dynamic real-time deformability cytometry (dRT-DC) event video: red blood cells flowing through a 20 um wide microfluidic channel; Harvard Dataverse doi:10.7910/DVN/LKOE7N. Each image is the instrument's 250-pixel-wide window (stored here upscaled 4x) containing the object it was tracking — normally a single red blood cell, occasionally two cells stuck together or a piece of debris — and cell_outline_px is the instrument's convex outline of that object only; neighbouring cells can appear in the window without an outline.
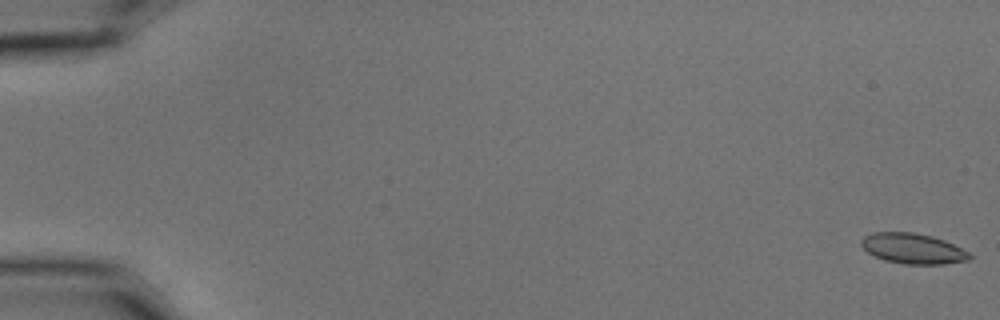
{"species": "common noctule bat (a hibernating species)", "species_latin": "Nyctalus noctula", "temperature_condition": "cold", "stored_images_in_passage": 6, "camera_frame_rate_fps": 3000, "um_per_image_px": 0.085, "animal": {"sex": "male", "body_mass_g": 15.6}, "frame": {"image": 1, "passage_image": 1, "time_ms": 0.0, "image_size_px": [1000, 320], "cell_outline_px": [[972, 256], [968, 260], [944, 264], [904, 264], [884, 260], [868, 252], [860, 244], [860, 240], [864, 236], [872, 232], [912, 232], [932, 236], [944, 240], [968, 252]], "centroid_in_image_um": [77.57, 21.12], "position_along_channel_um": 7.4, "area_um2": 19.07}}
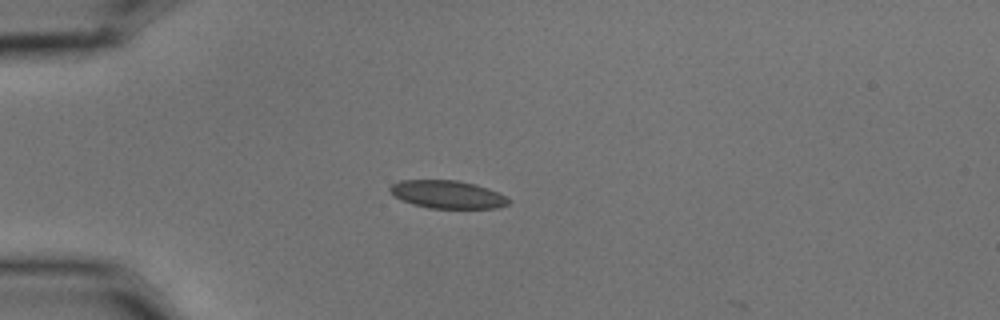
{"frame": {"image": 2, "passage_image": 5, "time_ms": 1.333, "image_size_px": [1000, 320], "cell_outline_px": [[512, 200], [508, 204], [496, 208], [428, 208], [412, 204], [400, 200], [388, 188], [392, 184], [400, 180], [456, 180], [476, 184], [488, 188]], "centroid_in_image_um": [38.02, 16.53], "position_along_channel_um": 47.0, "area_um2": 19.25}}